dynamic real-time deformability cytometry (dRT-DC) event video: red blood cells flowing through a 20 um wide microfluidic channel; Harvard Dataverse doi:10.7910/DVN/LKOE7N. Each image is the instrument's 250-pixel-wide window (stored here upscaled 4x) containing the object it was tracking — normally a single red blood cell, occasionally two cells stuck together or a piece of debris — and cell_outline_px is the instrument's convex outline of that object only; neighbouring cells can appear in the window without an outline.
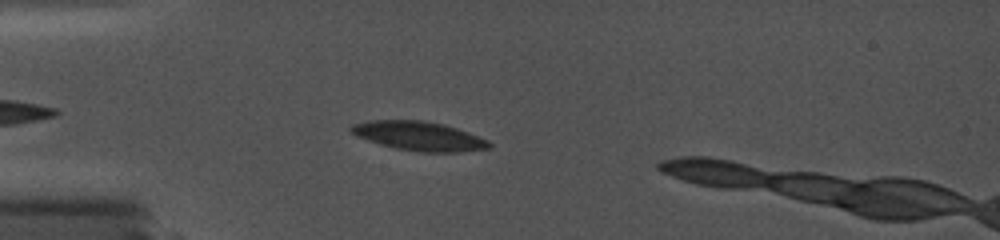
{"species": "common noctule bat (a hibernating species)", "species_latin": "Nyctalus noctula", "temperature_condition": "cold", "stored_images_in_passage": 54, "camera_frame_rate_fps": 5000, "um_per_image_px": 0.085, "animal": {"sex": "female", "body_mass_g": 19.0, "forearm_length_mm": 56.7}, "frame": {"image": 1, "passage_image": 24, "time_ms": 2.6, "image_size_px": [1000, 240], "cell_outline_px": [[492, 148], [460, 152], [420, 152], [396, 148], [380, 144], [356, 136], [348, 128], [352, 124], [368, 120], [424, 120], [444, 124], [468, 132], [488, 140], [492, 144]], "centroid_in_image_um": [35.62, 11.56], "position_along_channel_um": 49.4, "area_um2": 23.52}}
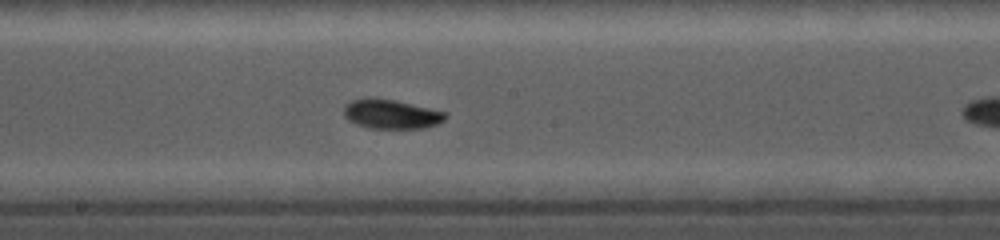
{"frame": {"image": 2, "passage_image": 42, "time_ms": 6.0, "image_size_px": [1000, 240], "cell_outline_px": [[448, 116], [444, 120], [436, 124], [424, 128], [368, 128], [356, 124], [348, 120], [344, 116], [344, 104], [352, 100], [368, 96], [376, 96], [396, 100], [448, 112]], "centroid_in_image_um": [33.23, 9.67], "position_along_channel_um": 215.0, "area_um2": 17.8}}
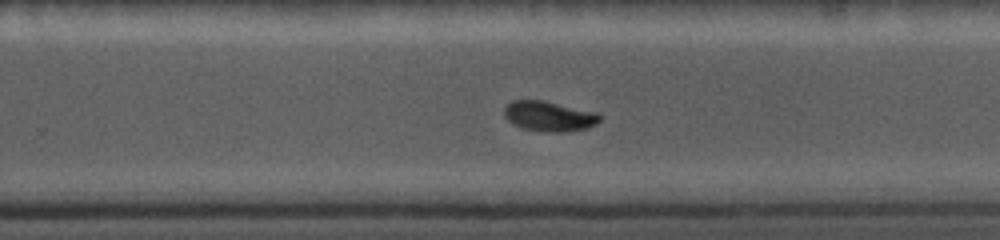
{"frame": {"image": 3, "passage_image": 51, "time_ms": 7.8, "image_size_px": [1000, 240], "cell_outline_px": [[600, 120], [596, 124], [588, 128], [564, 132], [548, 132], [524, 128], [512, 124], [504, 116], [504, 108], [512, 100], [544, 100], [596, 112], [600, 116]], "centroid_in_image_um": [46.67, 9.87], "position_along_channel_um": 283.1, "area_um2": 16.76}}